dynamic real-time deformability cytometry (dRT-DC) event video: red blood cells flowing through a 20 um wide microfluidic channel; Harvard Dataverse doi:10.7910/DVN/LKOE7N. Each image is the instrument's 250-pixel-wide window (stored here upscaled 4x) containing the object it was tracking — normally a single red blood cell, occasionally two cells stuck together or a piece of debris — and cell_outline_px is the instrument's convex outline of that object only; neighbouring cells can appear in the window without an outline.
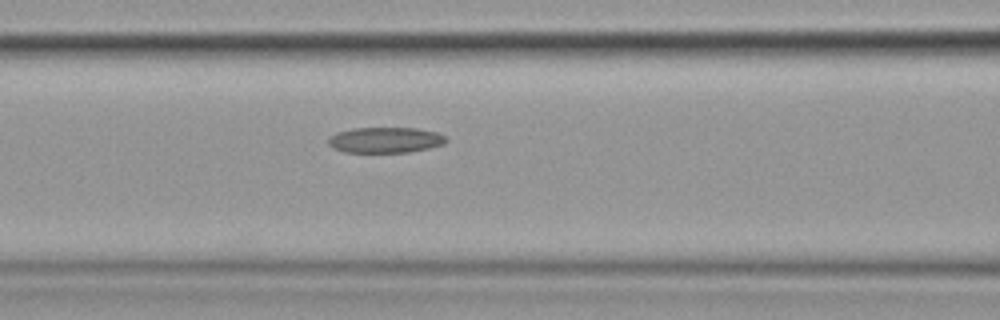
{"species": "common noctule bat (a hibernating species)", "species_latin": "Nyctalus noctula", "temperature_condition": "cold", "stored_images_in_passage": 9, "segment_of_instrument_passage": [2, 2], "camera_frame_rate_fps": 3000, "um_per_image_px": 0.085, "animal": {"sex": "female", "body_mass_g": 19.9}, "frame": {"image": 1, "passage_image": 9, "time_ms": 10.0, "image_size_px": [1000, 320], "cell_outline_px": [[448, 140], [444, 144], [428, 148], [408, 152], [344, 152], [332, 148], [328, 144], [328, 136], [336, 132], [352, 128], [416, 128], [436, 132], [444, 136]], "centroid_in_image_um": [32.7, 11.9], "position_along_channel_um": 133.9, "area_um2": 17.69}}